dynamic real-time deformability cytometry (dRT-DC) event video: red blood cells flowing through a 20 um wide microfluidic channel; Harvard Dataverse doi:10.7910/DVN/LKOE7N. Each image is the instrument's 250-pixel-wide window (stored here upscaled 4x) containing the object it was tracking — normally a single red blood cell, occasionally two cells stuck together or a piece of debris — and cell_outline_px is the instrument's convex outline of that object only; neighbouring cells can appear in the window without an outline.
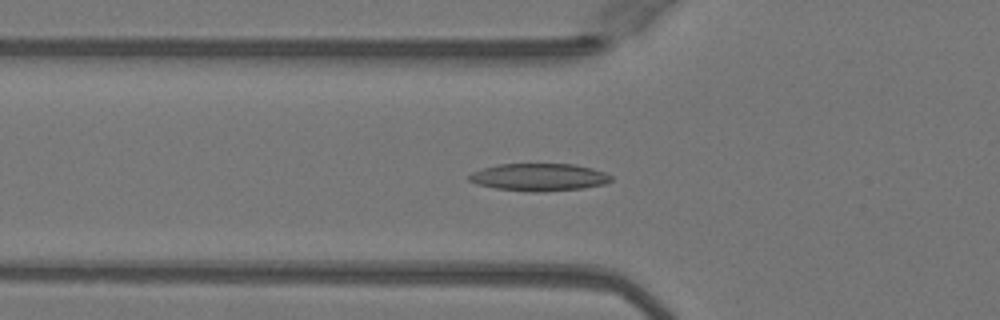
{"species": "Egyptian fruit bat (a non-hibernating species)", "species_latin": "Rousettus aegyptiacus", "temperature_condition": "warm", "stored_images_in_passage": 24, "camera_frame_rate_fps": 3000, "um_per_image_px": 0.085, "animal": {"sex": "female"}, "frame": {"image": 1, "passage_image": 9, "time_ms": 2.667, "image_size_px": [1000, 320], "cell_outline_px": [[612, 180], [604, 184], [584, 188], [540, 192], [532, 192], [496, 188], [476, 184], [468, 180], [468, 176], [472, 172], [496, 164], [576, 164], [592, 168], [604, 172], [612, 176]], "centroid_in_image_um": [45.82, 15.06], "position_along_channel_um": 80.0, "area_um2": 22.77}}
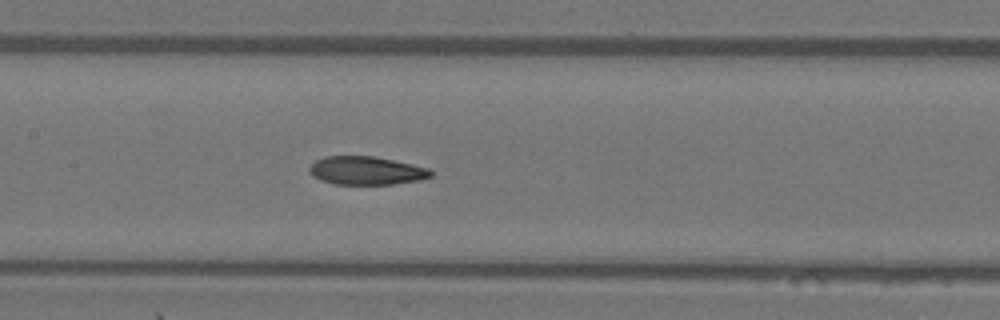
{"frame": {"image": 2, "passage_image": 16, "time_ms": 5.0, "image_size_px": [1000, 320], "cell_outline_px": [[432, 176], [420, 180], [392, 184], [336, 184], [320, 180], [312, 176], [308, 172], [308, 168], [316, 160], [324, 156], [372, 156], [412, 164], [428, 168], [432, 172]], "centroid_in_image_um": [31.1, 14.5], "position_along_channel_um": 176.3, "area_um2": 20.0}}
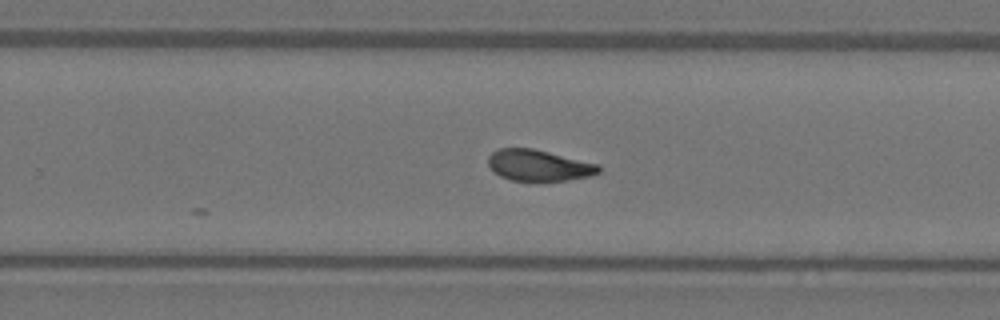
{"frame": {"image": 3, "passage_image": 24, "time_ms": 7.667, "image_size_px": [1000, 320], "cell_outline_px": [[600, 172], [592, 176], [564, 180], [512, 180], [500, 176], [488, 164], [488, 156], [492, 152], [500, 148], [532, 148], [600, 164]], "centroid_in_image_um": [45.82, 14.04], "position_along_channel_um": 284.0, "area_um2": 19.88}}